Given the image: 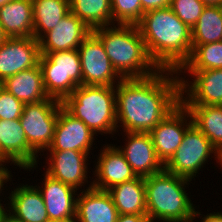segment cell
<instances>
[{
	"instance_id": "cell-38",
	"label": "cell",
	"mask_w": 222,
	"mask_h": 222,
	"mask_svg": "<svg viewBox=\"0 0 222 222\" xmlns=\"http://www.w3.org/2000/svg\"><path fill=\"white\" fill-rule=\"evenodd\" d=\"M1 222H22L15 219L10 213L6 212V214L2 217Z\"/></svg>"
},
{
	"instance_id": "cell-27",
	"label": "cell",
	"mask_w": 222,
	"mask_h": 222,
	"mask_svg": "<svg viewBox=\"0 0 222 222\" xmlns=\"http://www.w3.org/2000/svg\"><path fill=\"white\" fill-rule=\"evenodd\" d=\"M70 11L91 30L112 25L111 0H69Z\"/></svg>"
},
{
	"instance_id": "cell-32",
	"label": "cell",
	"mask_w": 222,
	"mask_h": 222,
	"mask_svg": "<svg viewBox=\"0 0 222 222\" xmlns=\"http://www.w3.org/2000/svg\"><path fill=\"white\" fill-rule=\"evenodd\" d=\"M24 104L0 86V119L15 120L22 115Z\"/></svg>"
},
{
	"instance_id": "cell-42",
	"label": "cell",
	"mask_w": 222,
	"mask_h": 222,
	"mask_svg": "<svg viewBox=\"0 0 222 222\" xmlns=\"http://www.w3.org/2000/svg\"><path fill=\"white\" fill-rule=\"evenodd\" d=\"M12 0H0V8Z\"/></svg>"
},
{
	"instance_id": "cell-9",
	"label": "cell",
	"mask_w": 222,
	"mask_h": 222,
	"mask_svg": "<svg viewBox=\"0 0 222 222\" xmlns=\"http://www.w3.org/2000/svg\"><path fill=\"white\" fill-rule=\"evenodd\" d=\"M44 153L46 154H42L40 158L42 159V156H44L46 161L42 162L41 160L40 163L46 165L38 164L42 168L45 167L44 171L48 175L75 188L77 191L93 187V177L89 176L93 168H90L91 157L87 153L74 150L45 151Z\"/></svg>"
},
{
	"instance_id": "cell-41",
	"label": "cell",
	"mask_w": 222,
	"mask_h": 222,
	"mask_svg": "<svg viewBox=\"0 0 222 222\" xmlns=\"http://www.w3.org/2000/svg\"><path fill=\"white\" fill-rule=\"evenodd\" d=\"M220 157H219V166L218 165H215V167H217L218 169H220L221 168V170H222V151L220 152ZM220 167V168H219Z\"/></svg>"
},
{
	"instance_id": "cell-13",
	"label": "cell",
	"mask_w": 222,
	"mask_h": 222,
	"mask_svg": "<svg viewBox=\"0 0 222 222\" xmlns=\"http://www.w3.org/2000/svg\"><path fill=\"white\" fill-rule=\"evenodd\" d=\"M97 151H100L98 156L94 155V161L91 159L95 162L91 173L93 188L108 191L138 177L115 144L102 143L101 149Z\"/></svg>"
},
{
	"instance_id": "cell-19",
	"label": "cell",
	"mask_w": 222,
	"mask_h": 222,
	"mask_svg": "<svg viewBox=\"0 0 222 222\" xmlns=\"http://www.w3.org/2000/svg\"><path fill=\"white\" fill-rule=\"evenodd\" d=\"M13 179L16 177L7 189V212L22 222H50L43 196L33 182L28 185L18 181L17 186L10 188Z\"/></svg>"
},
{
	"instance_id": "cell-3",
	"label": "cell",
	"mask_w": 222,
	"mask_h": 222,
	"mask_svg": "<svg viewBox=\"0 0 222 222\" xmlns=\"http://www.w3.org/2000/svg\"><path fill=\"white\" fill-rule=\"evenodd\" d=\"M92 32L101 40L113 68L123 78H145L160 69L151 60L137 25L114 24Z\"/></svg>"
},
{
	"instance_id": "cell-30",
	"label": "cell",
	"mask_w": 222,
	"mask_h": 222,
	"mask_svg": "<svg viewBox=\"0 0 222 222\" xmlns=\"http://www.w3.org/2000/svg\"><path fill=\"white\" fill-rule=\"evenodd\" d=\"M112 25H137L144 14L140 0H111Z\"/></svg>"
},
{
	"instance_id": "cell-4",
	"label": "cell",
	"mask_w": 222,
	"mask_h": 222,
	"mask_svg": "<svg viewBox=\"0 0 222 222\" xmlns=\"http://www.w3.org/2000/svg\"><path fill=\"white\" fill-rule=\"evenodd\" d=\"M144 179L147 216L151 222H192L197 205L191 200L194 195L187 191L193 181L165 169Z\"/></svg>"
},
{
	"instance_id": "cell-39",
	"label": "cell",
	"mask_w": 222,
	"mask_h": 222,
	"mask_svg": "<svg viewBox=\"0 0 222 222\" xmlns=\"http://www.w3.org/2000/svg\"><path fill=\"white\" fill-rule=\"evenodd\" d=\"M9 36L4 32L2 25L0 24V46L4 44Z\"/></svg>"
},
{
	"instance_id": "cell-8",
	"label": "cell",
	"mask_w": 222,
	"mask_h": 222,
	"mask_svg": "<svg viewBox=\"0 0 222 222\" xmlns=\"http://www.w3.org/2000/svg\"><path fill=\"white\" fill-rule=\"evenodd\" d=\"M61 107V102L53 98L23 106L19 121L25 131L28 144L38 154L40 153V156L52 142Z\"/></svg>"
},
{
	"instance_id": "cell-2",
	"label": "cell",
	"mask_w": 222,
	"mask_h": 222,
	"mask_svg": "<svg viewBox=\"0 0 222 222\" xmlns=\"http://www.w3.org/2000/svg\"><path fill=\"white\" fill-rule=\"evenodd\" d=\"M137 27L149 57L159 69L178 71L190 57L191 28L169 7L145 12Z\"/></svg>"
},
{
	"instance_id": "cell-33",
	"label": "cell",
	"mask_w": 222,
	"mask_h": 222,
	"mask_svg": "<svg viewBox=\"0 0 222 222\" xmlns=\"http://www.w3.org/2000/svg\"><path fill=\"white\" fill-rule=\"evenodd\" d=\"M13 177H14V174H12V170L10 166L8 165V163L0 160V203H7V198H5L7 196L6 195L7 194L6 192L8 189L7 187L9 185L10 180ZM3 190H6V191H3Z\"/></svg>"
},
{
	"instance_id": "cell-1",
	"label": "cell",
	"mask_w": 222,
	"mask_h": 222,
	"mask_svg": "<svg viewBox=\"0 0 222 222\" xmlns=\"http://www.w3.org/2000/svg\"><path fill=\"white\" fill-rule=\"evenodd\" d=\"M115 91L117 132L149 133L181 103L180 80L174 70L122 79Z\"/></svg>"
},
{
	"instance_id": "cell-35",
	"label": "cell",
	"mask_w": 222,
	"mask_h": 222,
	"mask_svg": "<svg viewBox=\"0 0 222 222\" xmlns=\"http://www.w3.org/2000/svg\"><path fill=\"white\" fill-rule=\"evenodd\" d=\"M143 12L164 9L170 6L171 0H140Z\"/></svg>"
},
{
	"instance_id": "cell-36",
	"label": "cell",
	"mask_w": 222,
	"mask_h": 222,
	"mask_svg": "<svg viewBox=\"0 0 222 222\" xmlns=\"http://www.w3.org/2000/svg\"><path fill=\"white\" fill-rule=\"evenodd\" d=\"M116 222H151L147 215L119 214Z\"/></svg>"
},
{
	"instance_id": "cell-34",
	"label": "cell",
	"mask_w": 222,
	"mask_h": 222,
	"mask_svg": "<svg viewBox=\"0 0 222 222\" xmlns=\"http://www.w3.org/2000/svg\"><path fill=\"white\" fill-rule=\"evenodd\" d=\"M199 205L198 207L195 209V213H194V216H193V220L192 222H222V212L221 210H215V211H212L210 213H207V214H202V212H200L201 210H199ZM217 211V212H216ZM200 218V219H197V218ZM197 219V220H195Z\"/></svg>"
},
{
	"instance_id": "cell-22",
	"label": "cell",
	"mask_w": 222,
	"mask_h": 222,
	"mask_svg": "<svg viewBox=\"0 0 222 222\" xmlns=\"http://www.w3.org/2000/svg\"><path fill=\"white\" fill-rule=\"evenodd\" d=\"M0 86L23 104L49 99L44 88L43 74L39 63L35 67L6 78L0 83Z\"/></svg>"
},
{
	"instance_id": "cell-20",
	"label": "cell",
	"mask_w": 222,
	"mask_h": 222,
	"mask_svg": "<svg viewBox=\"0 0 222 222\" xmlns=\"http://www.w3.org/2000/svg\"><path fill=\"white\" fill-rule=\"evenodd\" d=\"M92 30L71 11L39 39L40 53L78 49Z\"/></svg>"
},
{
	"instance_id": "cell-5",
	"label": "cell",
	"mask_w": 222,
	"mask_h": 222,
	"mask_svg": "<svg viewBox=\"0 0 222 222\" xmlns=\"http://www.w3.org/2000/svg\"><path fill=\"white\" fill-rule=\"evenodd\" d=\"M62 107L80 119L97 136H116L115 86L81 85L62 102ZM113 135V136H112Z\"/></svg>"
},
{
	"instance_id": "cell-6",
	"label": "cell",
	"mask_w": 222,
	"mask_h": 222,
	"mask_svg": "<svg viewBox=\"0 0 222 222\" xmlns=\"http://www.w3.org/2000/svg\"><path fill=\"white\" fill-rule=\"evenodd\" d=\"M39 65L49 98L62 102L82 85L81 61L77 49L40 53Z\"/></svg>"
},
{
	"instance_id": "cell-37",
	"label": "cell",
	"mask_w": 222,
	"mask_h": 222,
	"mask_svg": "<svg viewBox=\"0 0 222 222\" xmlns=\"http://www.w3.org/2000/svg\"><path fill=\"white\" fill-rule=\"evenodd\" d=\"M206 6H222V0H200Z\"/></svg>"
},
{
	"instance_id": "cell-12",
	"label": "cell",
	"mask_w": 222,
	"mask_h": 222,
	"mask_svg": "<svg viewBox=\"0 0 222 222\" xmlns=\"http://www.w3.org/2000/svg\"><path fill=\"white\" fill-rule=\"evenodd\" d=\"M82 85L116 86L123 78L113 68L101 40L91 32L78 47Z\"/></svg>"
},
{
	"instance_id": "cell-14",
	"label": "cell",
	"mask_w": 222,
	"mask_h": 222,
	"mask_svg": "<svg viewBox=\"0 0 222 222\" xmlns=\"http://www.w3.org/2000/svg\"><path fill=\"white\" fill-rule=\"evenodd\" d=\"M192 123L189 110L180 103L149 132L157 156L164 165L181 145L186 129Z\"/></svg>"
},
{
	"instance_id": "cell-29",
	"label": "cell",
	"mask_w": 222,
	"mask_h": 222,
	"mask_svg": "<svg viewBox=\"0 0 222 222\" xmlns=\"http://www.w3.org/2000/svg\"><path fill=\"white\" fill-rule=\"evenodd\" d=\"M222 69V41L192 45L188 60L178 71H202Z\"/></svg>"
},
{
	"instance_id": "cell-25",
	"label": "cell",
	"mask_w": 222,
	"mask_h": 222,
	"mask_svg": "<svg viewBox=\"0 0 222 222\" xmlns=\"http://www.w3.org/2000/svg\"><path fill=\"white\" fill-rule=\"evenodd\" d=\"M33 37L39 40L70 12L69 0H32Z\"/></svg>"
},
{
	"instance_id": "cell-21",
	"label": "cell",
	"mask_w": 222,
	"mask_h": 222,
	"mask_svg": "<svg viewBox=\"0 0 222 222\" xmlns=\"http://www.w3.org/2000/svg\"><path fill=\"white\" fill-rule=\"evenodd\" d=\"M118 215L108 191L93 187L79 191L75 222H116Z\"/></svg>"
},
{
	"instance_id": "cell-15",
	"label": "cell",
	"mask_w": 222,
	"mask_h": 222,
	"mask_svg": "<svg viewBox=\"0 0 222 222\" xmlns=\"http://www.w3.org/2000/svg\"><path fill=\"white\" fill-rule=\"evenodd\" d=\"M97 137L80 119L75 118L61 107L52 142L46 151H80L87 153L89 156L92 155L93 159L92 151L95 147L97 148L95 145L96 140H98Z\"/></svg>"
},
{
	"instance_id": "cell-11",
	"label": "cell",
	"mask_w": 222,
	"mask_h": 222,
	"mask_svg": "<svg viewBox=\"0 0 222 222\" xmlns=\"http://www.w3.org/2000/svg\"><path fill=\"white\" fill-rule=\"evenodd\" d=\"M177 73L183 105H222V69Z\"/></svg>"
},
{
	"instance_id": "cell-31",
	"label": "cell",
	"mask_w": 222,
	"mask_h": 222,
	"mask_svg": "<svg viewBox=\"0 0 222 222\" xmlns=\"http://www.w3.org/2000/svg\"><path fill=\"white\" fill-rule=\"evenodd\" d=\"M206 5L200 0H171L169 8L189 28L195 25Z\"/></svg>"
},
{
	"instance_id": "cell-18",
	"label": "cell",
	"mask_w": 222,
	"mask_h": 222,
	"mask_svg": "<svg viewBox=\"0 0 222 222\" xmlns=\"http://www.w3.org/2000/svg\"><path fill=\"white\" fill-rule=\"evenodd\" d=\"M39 40L34 37H9L0 46V83L6 78L39 63Z\"/></svg>"
},
{
	"instance_id": "cell-7",
	"label": "cell",
	"mask_w": 222,
	"mask_h": 222,
	"mask_svg": "<svg viewBox=\"0 0 222 222\" xmlns=\"http://www.w3.org/2000/svg\"><path fill=\"white\" fill-rule=\"evenodd\" d=\"M213 154V155H212ZM218 150L210 140L192 123L185 132L181 145L164 165V169L174 175L195 181L200 171L212 159L219 165ZM198 174V175H197Z\"/></svg>"
},
{
	"instance_id": "cell-26",
	"label": "cell",
	"mask_w": 222,
	"mask_h": 222,
	"mask_svg": "<svg viewBox=\"0 0 222 222\" xmlns=\"http://www.w3.org/2000/svg\"><path fill=\"white\" fill-rule=\"evenodd\" d=\"M190 112L193 124L222 151V105H184Z\"/></svg>"
},
{
	"instance_id": "cell-16",
	"label": "cell",
	"mask_w": 222,
	"mask_h": 222,
	"mask_svg": "<svg viewBox=\"0 0 222 222\" xmlns=\"http://www.w3.org/2000/svg\"><path fill=\"white\" fill-rule=\"evenodd\" d=\"M116 134L115 140L120 134L123 136L124 146L122 144L115 146L137 176L147 177L164 170V164L157 156L150 133L117 132Z\"/></svg>"
},
{
	"instance_id": "cell-17",
	"label": "cell",
	"mask_w": 222,
	"mask_h": 222,
	"mask_svg": "<svg viewBox=\"0 0 222 222\" xmlns=\"http://www.w3.org/2000/svg\"><path fill=\"white\" fill-rule=\"evenodd\" d=\"M40 179L41 181L36 180L34 185L43 196L49 221L75 222L79 191L51 177L44 170Z\"/></svg>"
},
{
	"instance_id": "cell-40",
	"label": "cell",
	"mask_w": 222,
	"mask_h": 222,
	"mask_svg": "<svg viewBox=\"0 0 222 222\" xmlns=\"http://www.w3.org/2000/svg\"><path fill=\"white\" fill-rule=\"evenodd\" d=\"M7 212V203H0V222L2 217L6 214Z\"/></svg>"
},
{
	"instance_id": "cell-28",
	"label": "cell",
	"mask_w": 222,
	"mask_h": 222,
	"mask_svg": "<svg viewBox=\"0 0 222 222\" xmlns=\"http://www.w3.org/2000/svg\"><path fill=\"white\" fill-rule=\"evenodd\" d=\"M191 34L192 45L222 41V6H206Z\"/></svg>"
},
{
	"instance_id": "cell-23",
	"label": "cell",
	"mask_w": 222,
	"mask_h": 222,
	"mask_svg": "<svg viewBox=\"0 0 222 222\" xmlns=\"http://www.w3.org/2000/svg\"><path fill=\"white\" fill-rule=\"evenodd\" d=\"M0 24L9 37H33L32 0H12L2 6Z\"/></svg>"
},
{
	"instance_id": "cell-24",
	"label": "cell",
	"mask_w": 222,
	"mask_h": 222,
	"mask_svg": "<svg viewBox=\"0 0 222 222\" xmlns=\"http://www.w3.org/2000/svg\"><path fill=\"white\" fill-rule=\"evenodd\" d=\"M118 214L147 215L144 177L116 185L108 190Z\"/></svg>"
},
{
	"instance_id": "cell-10",
	"label": "cell",
	"mask_w": 222,
	"mask_h": 222,
	"mask_svg": "<svg viewBox=\"0 0 222 222\" xmlns=\"http://www.w3.org/2000/svg\"><path fill=\"white\" fill-rule=\"evenodd\" d=\"M39 155L29 144L19 119H0V160L25 172L42 170ZM13 165V166H12ZM16 166V167H15ZM37 168V169H36ZM39 168V170H38Z\"/></svg>"
}]
</instances>
